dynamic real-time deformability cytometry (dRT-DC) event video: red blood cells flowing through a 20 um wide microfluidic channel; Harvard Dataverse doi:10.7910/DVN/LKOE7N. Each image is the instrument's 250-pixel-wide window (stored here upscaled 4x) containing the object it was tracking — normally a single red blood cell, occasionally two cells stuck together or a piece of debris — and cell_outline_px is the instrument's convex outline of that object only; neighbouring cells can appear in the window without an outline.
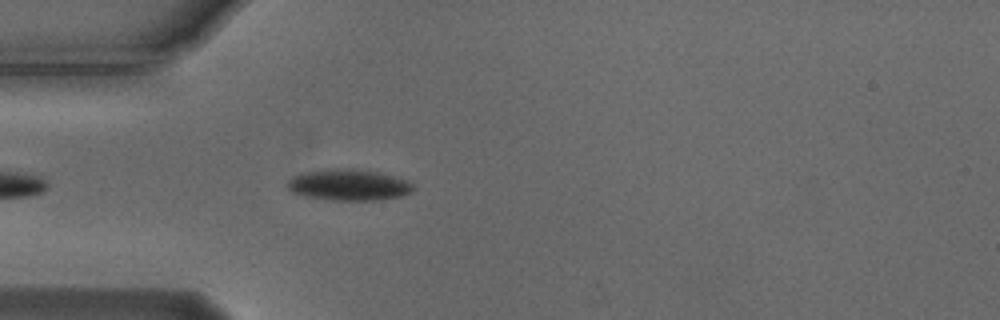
{"species": "Egyptian fruit bat (a non-hibernating species)", "species_latin": "Rousettus aegyptiacus", "temperature_condition": "cold", "stored_images_in_passage": 40, "camera_frame_rate_fps": 3000, "um_per_image_px": 0.085, "animal": {"sex": "male"}, "frame": {"image": 1, "passage_image": 4, "time_ms": 1.0, "image_size_px": [1000, 320], "cell_outline_px": [[412, 192], [400, 196], [376, 200], [332, 200], [308, 196], [292, 192], [288, 188], [288, 180], [292, 176], [304, 172], [332, 168], [352, 168], [380, 172], [408, 180], [412, 184]], "centroid_in_image_um": [29.65, 15.7], "position_along_channel_um": 55.4, "area_um2": 22.83}}
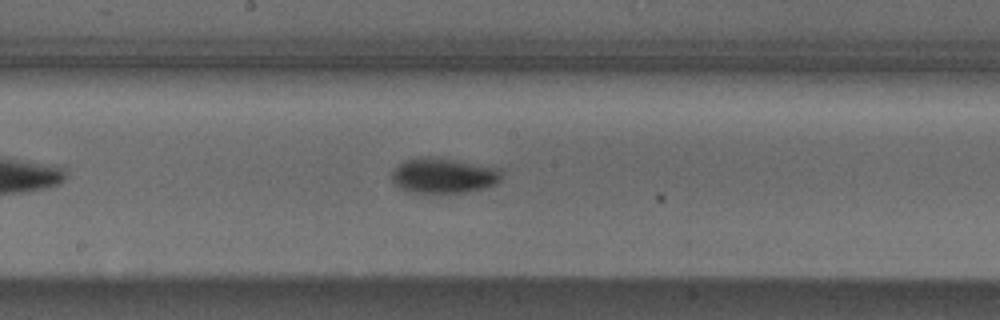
{"frame": {"image": 2, "passage_image": 17, "time_ms": 5.333, "image_size_px": [1000, 320], "cell_outline_px": [[504, 176], [496, 184], [484, 188], [464, 192], [412, 192], [396, 188], [392, 180], [392, 168], [396, 164], [404, 160], [420, 156], [436, 156], [460, 160], [500, 168]], "centroid_in_image_um": [37.67, 14.89], "position_along_channel_um": 210.5, "area_um2": 23.18}}
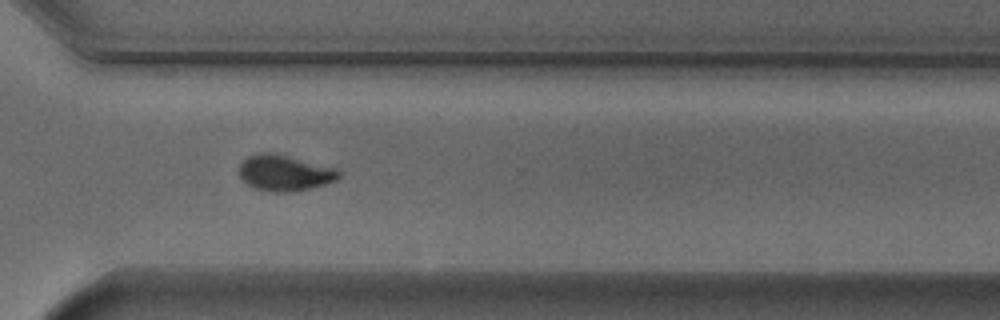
{"frame": {"image": 3, "passage_image": 28, "time_ms": 9.0, "image_size_px": [1000, 320], "cell_outline_px": [[340, 176], [336, 180], [324, 184], [308, 188], [288, 192], [272, 192], [256, 188], [240, 180], [240, 164], [248, 156], [260, 152], [272, 152], [336, 168], [340, 172]], "centroid_in_image_um": [24.16, 14.69], "position_along_channel_um": 346.4, "area_um2": 20.63}}